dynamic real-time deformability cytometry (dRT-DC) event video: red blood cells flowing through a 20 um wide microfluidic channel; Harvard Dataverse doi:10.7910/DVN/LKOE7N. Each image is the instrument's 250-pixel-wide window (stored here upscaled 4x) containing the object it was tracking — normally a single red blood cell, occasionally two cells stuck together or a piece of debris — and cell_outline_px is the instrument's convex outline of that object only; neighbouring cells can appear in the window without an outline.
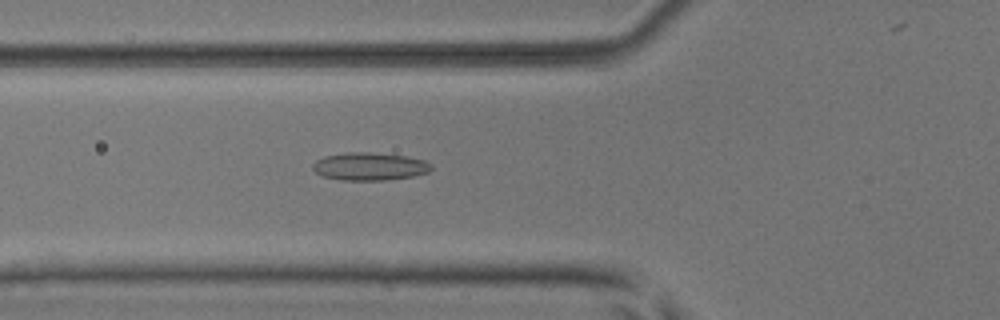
{"species": "common noctule bat (a hibernating species)", "species_latin": "Nyctalus noctula", "temperature_condition": "room temperature", "stored_images_in_passage": 54, "camera_frame_rate_fps": 3000, "um_per_image_px": 0.085, "animal": {"sex": "male", "body_mass_g": 17.9, "forearm_length_mm": 54.2}, "frame": {"image": 1, "passage_image": 20, "time_ms": 6.333, "image_size_px": [1000, 320], "cell_outline_px": [[432, 168], [428, 172], [412, 176], [384, 180], [340, 180], [324, 176], [316, 172], [312, 168], [312, 164], [316, 160], [324, 156], [348, 152], [368, 152], [408, 156], [424, 160], [432, 164]], "centroid_in_image_um": [31.42, 14.14], "position_along_channel_um": 94.4, "area_um2": 19.19}}
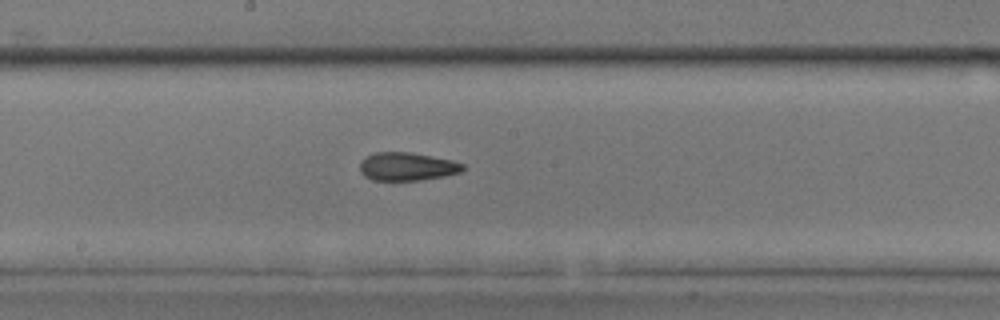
{"frame": {"image": 2, "passage_image": 29, "time_ms": 9.333, "image_size_px": [1000, 320], "cell_outline_px": [[464, 168], [460, 172], [444, 176], [420, 180], [372, 180], [364, 176], [360, 172], [360, 160], [376, 152], [408, 152], [452, 160], [464, 164]], "centroid_in_image_um": [34.57, 14.16], "position_along_channel_um": 213.6, "area_um2": 16.82}}
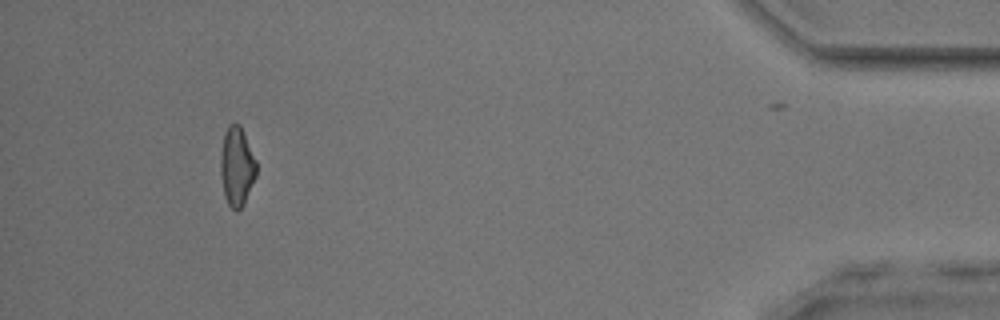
{"frame": {"image": 3, "passage_image": 49, "time_ms": 16.0, "image_size_px": [1000, 320], "cell_outline_px": [[256, 176], [244, 204], [236, 212], [228, 204], [224, 196], [220, 176], [220, 156], [224, 132], [228, 124], [240, 124], [244, 132], [256, 160]], "centroid_in_image_um": [20.11, 14.15], "position_along_channel_um": 415.1, "area_um2": 16.7}, "authors_computed_cell_mechanics": {"area_um2": 17.1955, "velocity_mm_per_s": 3.9816, "shape_relaxation_time_tau1_ms": null, "shape_relaxation_time_tau2_ms": 2.1134, "deformation_change_tau1": null, "deformation_change_tau2": 0.1049}}